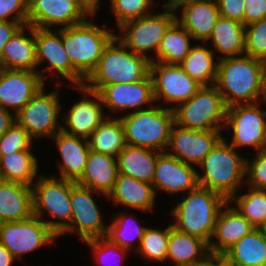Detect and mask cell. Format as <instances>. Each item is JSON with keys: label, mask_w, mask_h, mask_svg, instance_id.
<instances>
[{"label": "cell", "mask_w": 266, "mask_h": 266, "mask_svg": "<svg viewBox=\"0 0 266 266\" xmlns=\"http://www.w3.org/2000/svg\"><path fill=\"white\" fill-rule=\"evenodd\" d=\"M266 62L243 54L220 59L215 86L227 108L261 101Z\"/></svg>", "instance_id": "obj_1"}, {"label": "cell", "mask_w": 266, "mask_h": 266, "mask_svg": "<svg viewBox=\"0 0 266 266\" xmlns=\"http://www.w3.org/2000/svg\"><path fill=\"white\" fill-rule=\"evenodd\" d=\"M228 201L219 193L197 186L186 192L168 213L173 217L172 227L198 237L210 244L217 216Z\"/></svg>", "instance_id": "obj_2"}, {"label": "cell", "mask_w": 266, "mask_h": 266, "mask_svg": "<svg viewBox=\"0 0 266 266\" xmlns=\"http://www.w3.org/2000/svg\"><path fill=\"white\" fill-rule=\"evenodd\" d=\"M227 139L223 137L205 156L197 167V176L199 186L217 192L229 201L239 190L246 188V157Z\"/></svg>", "instance_id": "obj_3"}, {"label": "cell", "mask_w": 266, "mask_h": 266, "mask_svg": "<svg viewBox=\"0 0 266 266\" xmlns=\"http://www.w3.org/2000/svg\"><path fill=\"white\" fill-rule=\"evenodd\" d=\"M95 18V15H91L81 24L61 28L63 48L72 66L84 79L97 66L117 29L108 27L106 23L99 26Z\"/></svg>", "instance_id": "obj_4"}, {"label": "cell", "mask_w": 266, "mask_h": 266, "mask_svg": "<svg viewBox=\"0 0 266 266\" xmlns=\"http://www.w3.org/2000/svg\"><path fill=\"white\" fill-rule=\"evenodd\" d=\"M150 63L147 57L133 53L115 36L83 85L98 92L106 85L135 83L150 73Z\"/></svg>", "instance_id": "obj_5"}, {"label": "cell", "mask_w": 266, "mask_h": 266, "mask_svg": "<svg viewBox=\"0 0 266 266\" xmlns=\"http://www.w3.org/2000/svg\"><path fill=\"white\" fill-rule=\"evenodd\" d=\"M119 118L123 124L126 145L166 151L175 123L172 109L155 104Z\"/></svg>", "instance_id": "obj_6"}, {"label": "cell", "mask_w": 266, "mask_h": 266, "mask_svg": "<svg viewBox=\"0 0 266 266\" xmlns=\"http://www.w3.org/2000/svg\"><path fill=\"white\" fill-rule=\"evenodd\" d=\"M32 191L34 216L59 235L72 218L71 180L42 173L33 183ZM45 213L48 214V220L44 219L47 217Z\"/></svg>", "instance_id": "obj_7"}, {"label": "cell", "mask_w": 266, "mask_h": 266, "mask_svg": "<svg viewBox=\"0 0 266 266\" xmlns=\"http://www.w3.org/2000/svg\"><path fill=\"white\" fill-rule=\"evenodd\" d=\"M161 9V13L152 12L123 23L118 27L119 31L115 36L133 53L151 60L156 55L166 31L176 21L173 6L163 5Z\"/></svg>", "instance_id": "obj_8"}, {"label": "cell", "mask_w": 266, "mask_h": 266, "mask_svg": "<svg viewBox=\"0 0 266 266\" xmlns=\"http://www.w3.org/2000/svg\"><path fill=\"white\" fill-rule=\"evenodd\" d=\"M175 123L192 130H223L227 107L215 85L202 86L188 101L174 110Z\"/></svg>", "instance_id": "obj_9"}, {"label": "cell", "mask_w": 266, "mask_h": 266, "mask_svg": "<svg viewBox=\"0 0 266 266\" xmlns=\"http://www.w3.org/2000/svg\"><path fill=\"white\" fill-rule=\"evenodd\" d=\"M37 72L46 83L47 79L57 78L56 86L62 85L65 80L67 86L83 85L85 79L72 66L68 55L63 48L61 28H35ZM47 66H44V65ZM43 65V66H42ZM43 67L40 69L39 67ZM42 71V72H41ZM49 73V74H47ZM56 76V77H55ZM58 78L63 80L60 82ZM60 82V83H59Z\"/></svg>", "instance_id": "obj_10"}, {"label": "cell", "mask_w": 266, "mask_h": 266, "mask_svg": "<svg viewBox=\"0 0 266 266\" xmlns=\"http://www.w3.org/2000/svg\"><path fill=\"white\" fill-rule=\"evenodd\" d=\"M58 90L56 87L47 93L45 84L16 114V122L36 141L44 138L51 139L61 131L62 125L59 120L63 107Z\"/></svg>", "instance_id": "obj_11"}, {"label": "cell", "mask_w": 266, "mask_h": 266, "mask_svg": "<svg viewBox=\"0 0 266 266\" xmlns=\"http://www.w3.org/2000/svg\"><path fill=\"white\" fill-rule=\"evenodd\" d=\"M260 105L256 102L227 108L224 129L232 131L228 143L241 153L244 147L255 150L253 153L266 150V109Z\"/></svg>", "instance_id": "obj_12"}, {"label": "cell", "mask_w": 266, "mask_h": 266, "mask_svg": "<svg viewBox=\"0 0 266 266\" xmlns=\"http://www.w3.org/2000/svg\"><path fill=\"white\" fill-rule=\"evenodd\" d=\"M95 196L104 195L71 181L72 218L70 224L58 235L76 234L82 242L105 237L108 225L103 218L102 207L99 208ZM104 220V221H103Z\"/></svg>", "instance_id": "obj_13"}, {"label": "cell", "mask_w": 266, "mask_h": 266, "mask_svg": "<svg viewBox=\"0 0 266 266\" xmlns=\"http://www.w3.org/2000/svg\"><path fill=\"white\" fill-rule=\"evenodd\" d=\"M150 75L153 82L155 104L165 105V108L172 110L179 104L188 101L202 87L178 64L151 61Z\"/></svg>", "instance_id": "obj_14"}, {"label": "cell", "mask_w": 266, "mask_h": 266, "mask_svg": "<svg viewBox=\"0 0 266 266\" xmlns=\"http://www.w3.org/2000/svg\"><path fill=\"white\" fill-rule=\"evenodd\" d=\"M57 238L58 235L34 215L24 221L0 223V244L19 261Z\"/></svg>", "instance_id": "obj_15"}, {"label": "cell", "mask_w": 266, "mask_h": 266, "mask_svg": "<svg viewBox=\"0 0 266 266\" xmlns=\"http://www.w3.org/2000/svg\"><path fill=\"white\" fill-rule=\"evenodd\" d=\"M82 93L83 98L72 103L70 109L61 115V130L65 133L88 139L98 126L111 114L103 109L102 99L98 92L84 85L69 86Z\"/></svg>", "instance_id": "obj_16"}, {"label": "cell", "mask_w": 266, "mask_h": 266, "mask_svg": "<svg viewBox=\"0 0 266 266\" xmlns=\"http://www.w3.org/2000/svg\"><path fill=\"white\" fill-rule=\"evenodd\" d=\"M90 16L79 0H28L27 24L34 28L70 27L83 23Z\"/></svg>", "instance_id": "obj_17"}, {"label": "cell", "mask_w": 266, "mask_h": 266, "mask_svg": "<svg viewBox=\"0 0 266 266\" xmlns=\"http://www.w3.org/2000/svg\"><path fill=\"white\" fill-rule=\"evenodd\" d=\"M98 93L102 99L104 109H109V113H112L110 117L119 118L125 114L144 110L155 105L150 73L143 80L135 83L103 86Z\"/></svg>", "instance_id": "obj_18"}, {"label": "cell", "mask_w": 266, "mask_h": 266, "mask_svg": "<svg viewBox=\"0 0 266 266\" xmlns=\"http://www.w3.org/2000/svg\"><path fill=\"white\" fill-rule=\"evenodd\" d=\"M221 130H192L174 123L166 152L178 160L197 166L224 137Z\"/></svg>", "instance_id": "obj_19"}, {"label": "cell", "mask_w": 266, "mask_h": 266, "mask_svg": "<svg viewBox=\"0 0 266 266\" xmlns=\"http://www.w3.org/2000/svg\"><path fill=\"white\" fill-rule=\"evenodd\" d=\"M152 185L156 195L158 191L184 195L199 185L197 167L178 160L166 151L158 152Z\"/></svg>", "instance_id": "obj_20"}, {"label": "cell", "mask_w": 266, "mask_h": 266, "mask_svg": "<svg viewBox=\"0 0 266 266\" xmlns=\"http://www.w3.org/2000/svg\"><path fill=\"white\" fill-rule=\"evenodd\" d=\"M45 84L37 71L3 69L0 106L16 115Z\"/></svg>", "instance_id": "obj_21"}, {"label": "cell", "mask_w": 266, "mask_h": 266, "mask_svg": "<svg viewBox=\"0 0 266 266\" xmlns=\"http://www.w3.org/2000/svg\"><path fill=\"white\" fill-rule=\"evenodd\" d=\"M173 7L176 20L192 35L194 41L206 43L220 17L217 1L180 0Z\"/></svg>", "instance_id": "obj_22"}, {"label": "cell", "mask_w": 266, "mask_h": 266, "mask_svg": "<svg viewBox=\"0 0 266 266\" xmlns=\"http://www.w3.org/2000/svg\"><path fill=\"white\" fill-rule=\"evenodd\" d=\"M254 229L255 227L227 202L217 216L215 231L209 244L210 254L223 256Z\"/></svg>", "instance_id": "obj_23"}, {"label": "cell", "mask_w": 266, "mask_h": 266, "mask_svg": "<svg viewBox=\"0 0 266 266\" xmlns=\"http://www.w3.org/2000/svg\"><path fill=\"white\" fill-rule=\"evenodd\" d=\"M50 141L55 142L59 156V175L53 176L76 182L84 171L90 152L88 139L72 136L64 131L56 133Z\"/></svg>", "instance_id": "obj_24"}, {"label": "cell", "mask_w": 266, "mask_h": 266, "mask_svg": "<svg viewBox=\"0 0 266 266\" xmlns=\"http://www.w3.org/2000/svg\"><path fill=\"white\" fill-rule=\"evenodd\" d=\"M107 198L116 206L122 205L126 211L131 208L133 211L135 209L142 213L151 210L154 213L157 202V195L152 184L121 173L118 174L114 188Z\"/></svg>", "instance_id": "obj_25"}, {"label": "cell", "mask_w": 266, "mask_h": 266, "mask_svg": "<svg viewBox=\"0 0 266 266\" xmlns=\"http://www.w3.org/2000/svg\"><path fill=\"white\" fill-rule=\"evenodd\" d=\"M0 61L3 69L37 71L35 28L21 26L6 43Z\"/></svg>", "instance_id": "obj_26"}, {"label": "cell", "mask_w": 266, "mask_h": 266, "mask_svg": "<svg viewBox=\"0 0 266 266\" xmlns=\"http://www.w3.org/2000/svg\"><path fill=\"white\" fill-rule=\"evenodd\" d=\"M118 174L116 157L90 150L82 176L76 183L104 195L105 200L113 190Z\"/></svg>", "instance_id": "obj_27"}, {"label": "cell", "mask_w": 266, "mask_h": 266, "mask_svg": "<svg viewBox=\"0 0 266 266\" xmlns=\"http://www.w3.org/2000/svg\"><path fill=\"white\" fill-rule=\"evenodd\" d=\"M33 215L32 186L0 179V223L24 221Z\"/></svg>", "instance_id": "obj_28"}, {"label": "cell", "mask_w": 266, "mask_h": 266, "mask_svg": "<svg viewBox=\"0 0 266 266\" xmlns=\"http://www.w3.org/2000/svg\"><path fill=\"white\" fill-rule=\"evenodd\" d=\"M217 60L245 54V25L220 16L211 37L206 42ZM210 43V44H209Z\"/></svg>", "instance_id": "obj_29"}, {"label": "cell", "mask_w": 266, "mask_h": 266, "mask_svg": "<svg viewBox=\"0 0 266 266\" xmlns=\"http://www.w3.org/2000/svg\"><path fill=\"white\" fill-rule=\"evenodd\" d=\"M210 255L209 245L202 239L180 232L170 223L166 262L186 266L203 261Z\"/></svg>", "instance_id": "obj_30"}, {"label": "cell", "mask_w": 266, "mask_h": 266, "mask_svg": "<svg viewBox=\"0 0 266 266\" xmlns=\"http://www.w3.org/2000/svg\"><path fill=\"white\" fill-rule=\"evenodd\" d=\"M158 152L126 145L116 157L119 173L152 184Z\"/></svg>", "instance_id": "obj_31"}, {"label": "cell", "mask_w": 266, "mask_h": 266, "mask_svg": "<svg viewBox=\"0 0 266 266\" xmlns=\"http://www.w3.org/2000/svg\"><path fill=\"white\" fill-rule=\"evenodd\" d=\"M38 159L32 150L0 155V179L32 186L41 174Z\"/></svg>", "instance_id": "obj_32"}, {"label": "cell", "mask_w": 266, "mask_h": 266, "mask_svg": "<svg viewBox=\"0 0 266 266\" xmlns=\"http://www.w3.org/2000/svg\"><path fill=\"white\" fill-rule=\"evenodd\" d=\"M216 58L207 43L196 42L189 54L178 65L202 86H211L215 85L217 79L219 60Z\"/></svg>", "instance_id": "obj_33"}, {"label": "cell", "mask_w": 266, "mask_h": 266, "mask_svg": "<svg viewBox=\"0 0 266 266\" xmlns=\"http://www.w3.org/2000/svg\"><path fill=\"white\" fill-rule=\"evenodd\" d=\"M231 266H266V240L255 228L222 256Z\"/></svg>", "instance_id": "obj_34"}, {"label": "cell", "mask_w": 266, "mask_h": 266, "mask_svg": "<svg viewBox=\"0 0 266 266\" xmlns=\"http://www.w3.org/2000/svg\"><path fill=\"white\" fill-rule=\"evenodd\" d=\"M128 212L126 213L123 210L122 213H115L108 225L105 237L112 243L117 244L121 248L128 249L134 254L140 245L147 226L141 224V221L133 213L130 214V211Z\"/></svg>", "instance_id": "obj_35"}, {"label": "cell", "mask_w": 266, "mask_h": 266, "mask_svg": "<svg viewBox=\"0 0 266 266\" xmlns=\"http://www.w3.org/2000/svg\"><path fill=\"white\" fill-rule=\"evenodd\" d=\"M192 35L176 20L166 31L156 55L150 60L180 64L194 46Z\"/></svg>", "instance_id": "obj_36"}, {"label": "cell", "mask_w": 266, "mask_h": 266, "mask_svg": "<svg viewBox=\"0 0 266 266\" xmlns=\"http://www.w3.org/2000/svg\"><path fill=\"white\" fill-rule=\"evenodd\" d=\"M88 142L91 151L117 157L126 146L120 118L107 117L91 134Z\"/></svg>", "instance_id": "obj_37"}, {"label": "cell", "mask_w": 266, "mask_h": 266, "mask_svg": "<svg viewBox=\"0 0 266 266\" xmlns=\"http://www.w3.org/2000/svg\"><path fill=\"white\" fill-rule=\"evenodd\" d=\"M246 190L247 193L239 191L228 202L255 228H262L266 226V190L249 186Z\"/></svg>", "instance_id": "obj_38"}, {"label": "cell", "mask_w": 266, "mask_h": 266, "mask_svg": "<svg viewBox=\"0 0 266 266\" xmlns=\"http://www.w3.org/2000/svg\"><path fill=\"white\" fill-rule=\"evenodd\" d=\"M170 224L165 228L147 227L134 255L152 263L166 262ZM140 255V256H139Z\"/></svg>", "instance_id": "obj_39"}, {"label": "cell", "mask_w": 266, "mask_h": 266, "mask_svg": "<svg viewBox=\"0 0 266 266\" xmlns=\"http://www.w3.org/2000/svg\"><path fill=\"white\" fill-rule=\"evenodd\" d=\"M89 247V249L92 251V255L94 258L93 260L95 261L94 264L97 266H113V261L116 259L118 263L115 266H121L124 263V259H126V256L128 257V254H130L128 249L121 248L117 244L112 243L109 239L106 237H100V238H95V239H89L84 241V244ZM113 260L111 262V259ZM114 258V259H113ZM112 264H111V263ZM109 264V265H108Z\"/></svg>", "instance_id": "obj_40"}, {"label": "cell", "mask_w": 266, "mask_h": 266, "mask_svg": "<svg viewBox=\"0 0 266 266\" xmlns=\"http://www.w3.org/2000/svg\"><path fill=\"white\" fill-rule=\"evenodd\" d=\"M155 2L156 0H110L115 25L118 28L123 23L152 13Z\"/></svg>", "instance_id": "obj_41"}, {"label": "cell", "mask_w": 266, "mask_h": 266, "mask_svg": "<svg viewBox=\"0 0 266 266\" xmlns=\"http://www.w3.org/2000/svg\"><path fill=\"white\" fill-rule=\"evenodd\" d=\"M245 54L266 62V18L245 26Z\"/></svg>", "instance_id": "obj_42"}, {"label": "cell", "mask_w": 266, "mask_h": 266, "mask_svg": "<svg viewBox=\"0 0 266 266\" xmlns=\"http://www.w3.org/2000/svg\"><path fill=\"white\" fill-rule=\"evenodd\" d=\"M34 141L35 140L26 132V130L15 122L0 137V155L32 150Z\"/></svg>", "instance_id": "obj_43"}, {"label": "cell", "mask_w": 266, "mask_h": 266, "mask_svg": "<svg viewBox=\"0 0 266 266\" xmlns=\"http://www.w3.org/2000/svg\"><path fill=\"white\" fill-rule=\"evenodd\" d=\"M245 186L266 190V150L246 158Z\"/></svg>", "instance_id": "obj_44"}, {"label": "cell", "mask_w": 266, "mask_h": 266, "mask_svg": "<svg viewBox=\"0 0 266 266\" xmlns=\"http://www.w3.org/2000/svg\"><path fill=\"white\" fill-rule=\"evenodd\" d=\"M28 0H0V21L27 24Z\"/></svg>", "instance_id": "obj_45"}, {"label": "cell", "mask_w": 266, "mask_h": 266, "mask_svg": "<svg viewBox=\"0 0 266 266\" xmlns=\"http://www.w3.org/2000/svg\"><path fill=\"white\" fill-rule=\"evenodd\" d=\"M220 16L244 24L245 0H216Z\"/></svg>", "instance_id": "obj_46"}, {"label": "cell", "mask_w": 266, "mask_h": 266, "mask_svg": "<svg viewBox=\"0 0 266 266\" xmlns=\"http://www.w3.org/2000/svg\"><path fill=\"white\" fill-rule=\"evenodd\" d=\"M264 18H266V0H245V26Z\"/></svg>", "instance_id": "obj_47"}, {"label": "cell", "mask_w": 266, "mask_h": 266, "mask_svg": "<svg viewBox=\"0 0 266 266\" xmlns=\"http://www.w3.org/2000/svg\"><path fill=\"white\" fill-rule=\"evenodd\" d=\"M21 26L18 22L0 21V56L6 43Z\"/></svg>", "instance_id": "obj_48"}, {"label": "cell", "mask_w": 266, "mask_h": 266, "mask_svg": "<svg viewBox=\"0 0 266 266\" xmlns=\"http://www.w3.org/2000/svg\"><path fill=\"white\" fill-rule=\"evenodd\" d=\"M16 122V115L0 106V137Z\"/></svg>", "instance_id": "obj_49"}, {"label": "cell", "mask_w": 266, "mask_h": 266, "mask_svg": "<svg viewBox=\"0 0 266 266\" xmlns=\"http://www.w3.org/2000/svg\"><path fill=\"white\" fill-rule=\"evenodd\" d=\"M17 261L10 251L2 244H0V266H14Z\"/></svg>", "instance_id": "obj_50"}, {"label": "cell", "mask_w": 266, "mask_h": 266, "mask_svg": "<svg viewBox=\"0 0 266 266\" xmlns=\"http://www.w3.org/2000/svg\"><path fill=\"white\" fill-rule=\"evenodd\" d=\"M79 2L86 8V10L91 14L97 17L102 6L101 0H79Z\"/></svg>", "instance_id": "obj_51"}, {"label": "cell", "mask_w": 266, "mask_h": 266, "mask_svg": "<svg viewBox=\"0 0 266 266\" xmlns=\"http://www.w3.org/2000/svg\"><path fill=\"white\" fill-rule=\"evenodd\" d=\"M186 266H214V255L210 254L203 261L195 264H190Z\"/></svg>", "instance_id": "obj_52"}, {"label": "cell", "mask_w": 266, "mask_h": 266, "mask_svg": "<svg viewBox=\"0 0 266 266\" xmlns=\"http://www.w3.org/2000/svg\"><path fill=\"white\" fill-rule=\"evenodd\" d=\"M214 266H231L222 256L214 255Z\"/></svg>", "instance_id": "obj_53"}, {"label": "cell", "mask_w": 266, "mask_h": 266, "mask_svg": "<svg viewBox=\"0 0 266 266\" xmlns=\"http://www.w3.org/2000/svg\"><path fill=\"white\" fill-rule=\"evenodd\" d=\"M260 102L266 108V72H265V75H264L263 91H262V97H261V101Z\"/></svg>", "instance_id": "obj_54"}, {"label": "cell", "mask_w": 266, "mask_h": 266, "mask_svg": "<svg viewBox=\"0 0 266 266\" xmlns=\"http://www.w3.org/2000/svg\"><path fill=\"white\" fill-rule=\"evenodd\" d=\"M178 1H180V0H167L166 2H164V5L174 6Z\"/></svg>", "instance_id": "obj_55"}, {"label": "cell", "mask_w": 266, "mask_h": 266, "mask_svg": "<svg viewBox=\"0 0 266 266\" xmlns=\"http://www.w3.org/2000/svg\"><path fill=\"white\" fill-rule=\"evenodd\" d=\"M261 229V231H262V233H263V235H264V238H265V240H266V226H263L262 228H260Z\"/></svg>", "instance_id": "obj_56"}, {"label": "cell", "mask_w": 266, "mask_h": 266, "mask_svg": "<svg viewBox=\"0 0 266 266\" xmlns=\"http://www.w3.org/2000/svg\"><path fill=\"white\" fill-rule=\"evenodd\" d=\"M2 70H3V67H2V64H1V61H0V74H1Z\"/></svg>", "instance_id": "obj_57"}]
</instances>
